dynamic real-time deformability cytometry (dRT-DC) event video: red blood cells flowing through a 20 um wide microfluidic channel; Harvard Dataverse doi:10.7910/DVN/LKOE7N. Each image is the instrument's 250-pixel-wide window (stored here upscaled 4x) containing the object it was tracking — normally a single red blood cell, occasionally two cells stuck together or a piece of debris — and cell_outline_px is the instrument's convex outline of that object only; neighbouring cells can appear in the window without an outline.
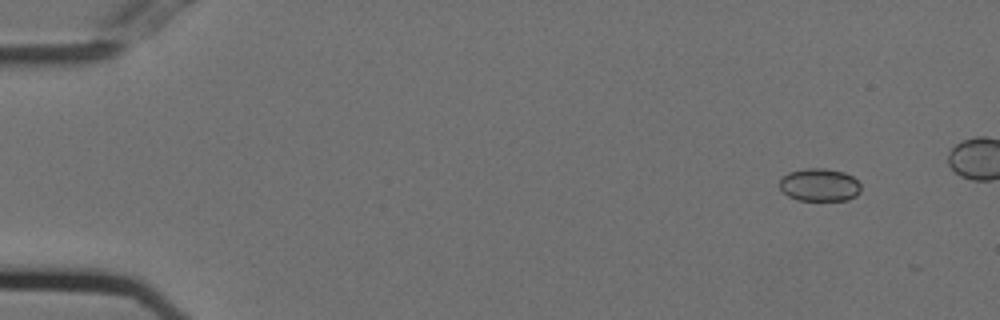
{"species": "Egyptian fruit bat (a non-hibernating species)", "species_latin": "Rousettus aegyptiacus", "temperature_condition": "cold", "stored_images_in_passage": 14, "camera_frame_rate_fps": 3000, "um_per_image_px": 0.085, "animal": {"sex": "female"}, "frame": {"image": 1, "passage_image": 1, "time_ms": 0.0, "image_size_px": [1000, 320], "cell_outline_px": [[860, 192], [856, 196], [848, 200], [796, 200], [788, 196], [780, 188], [780, 180], [788, 172], [808, 168], [824, 168], [844, 172], [852, 176], [860, 184]], "centroid_in_image_um": [69.67, 15.72], "position_along_channel_um": 15.3, "area_um2": 15.55}}